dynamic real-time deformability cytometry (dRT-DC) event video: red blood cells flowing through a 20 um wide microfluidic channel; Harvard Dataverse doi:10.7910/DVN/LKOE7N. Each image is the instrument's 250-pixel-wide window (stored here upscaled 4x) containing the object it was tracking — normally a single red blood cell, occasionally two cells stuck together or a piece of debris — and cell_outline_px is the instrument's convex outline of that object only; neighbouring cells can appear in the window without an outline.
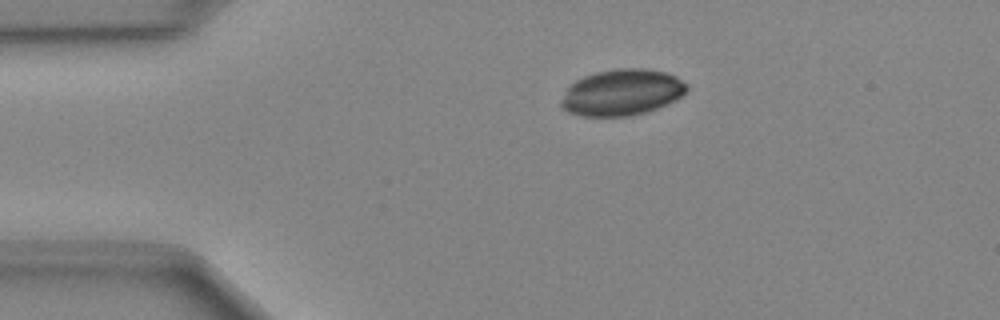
{"species": "Egyptian fruit bat (a non-hibernating species)", "species_latin": "Rousettus aegyptiacus", "temperature_condition": "cold", "stored_images_in_passage": 40, "camera_frame_rate_fps": 3000, "um_per_image_px": 0.085, "animal": {"sex": "female"}, "frame": {"image": 1, "passage_image": 1, "time_ms": 0.0, "image_size_px": [1000, 320], "cell_outline_px": [[688, 88], [676, 100], [656, 108], [644, 112], [628, 116], [580, 116], [568, 112], [560, 104], [560, 100], [568, 88], [576, 80], [584, 76], [596, 72], [620, 68], [644, 68], [664, 72], [676, 76], [688, 84]], "centroid_in_image_um": [52.86, 7.85], "position_along_channel_um": 32.1, "area_um2": 33.64}}
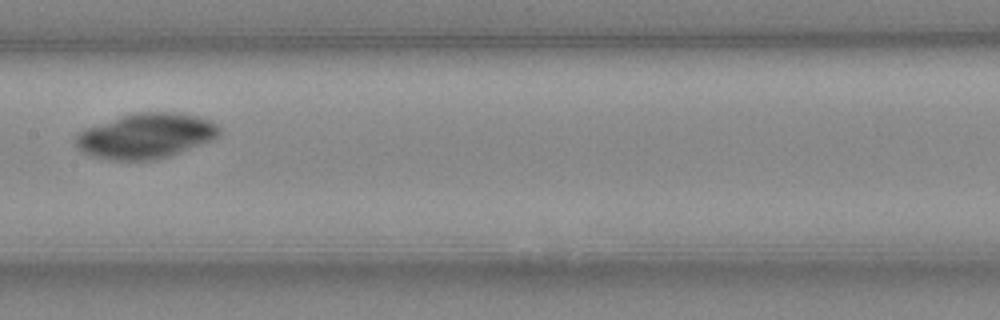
{"frame": {"image": 2, "passage_image": 16, "time_ms": 5.0, "image_size_px": [1000, 320], "cell_outline_px": [[220, 136], [212, 140], [180, 152], [168, 156], [152, 160], [112, 160], [92, 156], [84, 152], [76, 144], [76, 136], [84, 128], [120, 116], [136, 112], [176, 112], [196, 116], [212, 120], [220, 128]], "centroid_in_image_um": [12.42, 11.54], "position_along_channel_um": 195.0, "area_um2": 37.69}}
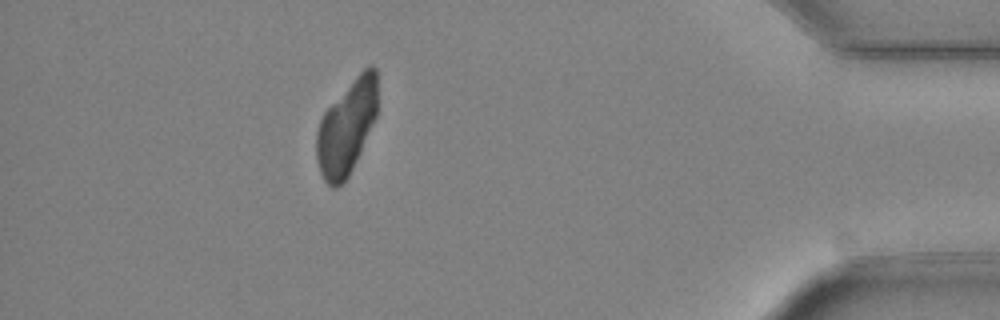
{"frame": {"image": 3, "passage_image": 35, "time_ms": 11.333, "image_size_px": [1000, 320], "cell_outline_px": [[376, 116], [356, 160], [348, 176], [336, 188], [332, 188], [324, 180], [320, 172], [316, 160], [316, 132], [320, 120], [324, 112], [356, 76], [364, 68], [372, 64], [376, 68]], "centroid_in_image_um": [29.43, 10.84], "position_along_channel_um": 405.8, "area_um2": 32.77}}